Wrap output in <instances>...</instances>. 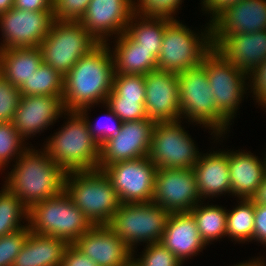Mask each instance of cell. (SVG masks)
<instances>
[{"instance_id": "obj_20", "label": "cell", "mask_w": 266, "mask_h": 266, "mask_svg": "<svg viewBox=\"0 0 266 266\" xmlns=\"http://www.w3.org/2000/svg\"><path fill=\"white\" fill-rule=\"evenodd\" d=\"M98 266H126L133 251L108 225H96L73 243Z\"/></svg>"}, {"instance_id": "obj_16", "label": "cell", "mask_w": 266, "mask_h": 266, "mask_svg": "<svg viewBox=\"0 0 266 266\" xmlns=\"http://www.w3.org/2000/svg\"><path fill=\"white\" fill-rule=\"evenodd\" d=\"M133 14L134 0H91L79 22L99 43H106L126 32Z\"/></svg>"}, {"instance_id": "obj_40", "label": "cell", "mask_w": 266, "mask_h": 266, "mask_svg": "<svg viewBox=\"0 0 266 266\" xmlns=\"http://www.w3.org/2000/svg\"><path fill=\"white\" fill-rule=\"evenodd\" d=\"M20 97L19 88L0 74V122H12Z\"/></svg>"}, {"instance_id": "obj_21", "label": "cell", "mask_w": 266, "mask_h": 266, "mask_svg": "<svg viewBox=\"0 0 266 266\" xmlns=\"http://www.w3.org/2000/svg\"><path fill=\"white\" fill-rule=\"evenodd\" d=\"M266 30V0H241L224 9L212 22V35Z\"/></svg>"}, {"instance_id": "obj_23", "label": "cell", "mask_w": 266, "mask_h": 266, "mask_svg": "<svg viewBox=\"0 0 266 266\" xmlns=\"http://www.w3.org/2000/svg\"><path fill=\"white\" fill-rule=\"evenodd\" d=\"M264 156L262 160L251 151L227 149L232 196L237 199H251L254 196L266 176V154Z\"/></svg>"}, {"instance_id": "obj_35", "label": "cell", "mask_w": 266, "mask_h": 266, "mask_svg": "<svg viewBox=\"0 0 266 266\" xmlns=\"http://www.w3.org/2000/svg\"><path fill=\"white\" fill-rule=\"evenodd\" d=\"M112 92L119 99L145 101L144 75L114 74Z\"/></svg>"}, {"instance_id": "obj_50", "label": "cell", "mask_w": 266, "mask_h": 266, "mask_svg": "<svg viewBox=\"0 0 266 266\" xmlns=\"http://www.w3.org/2000/svg\"><path fill=\"white\" fill-rule=\"evenodd\" d=\"M126 266H138L133 259Z\"/></svg>"}, {"instance_id": "obj_5", "label": "cell", "mask_w": 266, "mask_h": 266, "mask_svg": "<svg viewBox=\"0 0 266 266\" xmlns=\"http://www.w3.org/2000/svg\"><path fill=\"white\" fill-rule=\"evenodd\" d=\"M204 27L199 33L177 18H166L157 69L179 74L200 66L203 58L213 49L211 23H206Z\"/></svg>"}, {"instance_id": "obj_37", "label": "cell", "mask_w": 266, "mask_h": 266, "mask_svg": "<svg viewBox=\"0 0 266 266\" xmlns=\"http://www.w3.org/2000/svg\"><path fill=\"white\" fill-rule=\"evenodd\" d=\"M140 256L133 254V261L138 266H183L178 258L171 253L162 243L147 244ZM138 258H135L137 256Z\"/></svg>"}, {"instance_id": "obj_36", "label": "cell", "mask_w": 266, "mask_h": 266, "mask_svg": "<svg viewBox=\"0 0 266 266\" xmlns=\"http://www.w3.org/2000/svg\"><path fill=\"white\" fill-rule=\"evenodd\" d=\"M137 1V2H136ZM184 0H134V13L145 17L175 20ZM175 16V17H174Z\"/></svg>"}, {"instance_id": "obj_14", "label": "cell", "mask_w": 266, "mask_h": 266, "mask_svg": "<svg viewBox=\"0 0 266 266\" xmlns=\"http://www.w3.org/2000/svg\"><path fill=\"white\" fill-rule=\"evenodd\" d=\"M201 201L193 169L162 168L156 171L153 203L174 213L190 212Z\"/></svg>"}, {"instance_id": "obj_39", "label": "cell", "mask_w": 266, "mask_h": 266, "mask_svg": "<svg viewBox=\"0 0 266 266\" xmlns=\"http://www.w3.org/2000/svg\"><path fill=\"white\" fill-rule=\"evenodd\" d=\"M29 233L30 229L25 227L0 237V266H12Z\"/></svg>"}, {"instance_id": "obj_4", "label": "cell", "mask_w": 266, "mask_h": 266, "mask_svg": "<svg viewBox=\"0 0 266 266\" xmlns=\"http://www.w3.org/2000/svg\"><path fill=\"white\" fill-rule=\"evenodd\" d=\"M179 104L182 120L187 124H200L215 138H225L232 123L218 110L215 97L208 82L206 70L200 65L177 74ZM226 134V135H224Z\"/></svg>"}, {"instance_id": "obj_29", "label": "cell", "mask_w": 266, "mask_h": 266, "mask_svg": "<svg viewBox=\"0 0 266 266\" xmlns=\"http://www.w3.org/2000/svg\"><path fill=\"white\" fill-rule=\"evenodd\" d=\"M201 201L190 212L196 220L201 239L206 245L225 238L227 228V208L210 205ZM204 204V205H203Z\"/></svg>"}, {"instance_id": "obj_27", "label": "cell", "mask_w": 266, "mask_h": 266, "mask_svg": "<svg viewBox=\"0 0 266 266\" xmlns=\"http://www.w3.org/2000/svg\"><path fill=\"white\" fill-rule=\"evenodd\" d=\"M43 63L39 47L0 50V74L20 87Z\"/></svg>"}, {"instance_id": "obj_26", "label": "cell", "mask_w": 266, "mask_h": 266, "mask_svg": "<svg viewBox=\"0 0 266 266\" xmlns=\"http://www.w3.org/2000/svg\"><path fill=\"white\" fill-rule=\"evenodd\" d=\"M69 243L30 231L12 266H60Z\"/></svg>"}, {"instance_id": "obj_32", "label": "cell", "mask_w": 266, "mask_h": 266, "mask_svg": "<svg viewBox=\"0 0 266 266\" xmlns=\"http://www.w3.org/2000/svg\"><path fill=\"white\" fill-rule=\"evenodd\" d=\"M2 187L0 190V237L28 227V208L4 185Z\"/></svg>"}, {"instance_id": "obj_3", "label": "cell", "mask_w": 266, "mask_h": 266, "mask_svg": "<svg viewBox=\"0 0 266 266\" xmlns=\"http://www.w3.org/2000/svg\"><path fill=\"white\" fill-rule=\"evenodd\" d=\"M65 118V125L48 137L42 147L66 173L97 170L100 145L89 132L85 118L78 111H66Z\"/></svg>"}, {"instance_id": "obj_24", "label": "cell", "mask_w": 266, "mask_h": 266, "mask_svg": "<svg viewBox=\"0 0 266 266\" xmlns=\"http://www.w3.org/2000/svg\"><path fill=\"white\" fill-rule=\"evenodd\" d=\"M193 171L202 201L226 194L231 195L227 150L201 152Z\"/></svg>"}, {"instance_id": "obj_33", "label": "cell", "mask_w": 266, "mask_h": 266, "mask_svg": "<svg viewBox=\"0 0 266 266\" xmlns=\"http://www.w3.org/2000/svg\"><path fill=\"white\" fill-rule=\"evenodd\" d=\"M12 122H0V172L29 147Z\"/></svg>"}, {"instance_id": "obj_9", "label": "cell", "mask_w": 266, "mask_h": 266, "mask_svg": "<svg viewBox=\"0 0 266 266\" xmlns=\"http://www.w3.org/2000/svg\"><path fill=\"white\" fill-rule=\"evenodd\" d=\"M169 214L153 202L121 203L108 227L135 254L141 242L147 245L161 241Z\"/></svg>"}, {"instance_id": "obj_8", "label": "cell", "mask_w": 266, "mask_h": 266, "mask_svg": "<svg viewBox=\"0 0 266 266\" xmlns=\"http://www.w3.org/2000/svg\"><path fill=\"white\" fill-rule=\"evenodd\" d=\"M99 44L81 22L54 20L39 48L43 63L64 77L81 57Z\"/></svg>"}, {"instance_id": "obj_6", "label": "cell", "mask_w": 266, "mask_h": 266, "mask_svg": "<svg viewBox=\"0 0 266 266\" xmlns=\"http://www.w3.org/2000/svg\"><path fill=\"white\" fill-rule=\"evenodd\" d=\"M64 190L94 226L108 225L121 204L111 180L99 169L67 173Z\"/></svg>"}, {"instance_id": "obj_30", "label": "cell", "mask_w": 266, "mask_h": 266, "mask_svg": "<svg viewBox=\"0 0 266 266\" xmlns=\"http://www.w3.org/2000/svg\"><path fill=\"white\" fill-rule=\"evenodd\" d=\"M237 203L232 210L227 209L226 237L235 244L252 242L255 203L251 199H238Z\"/></svg>"}, {"instance_id": "obj_44", "label": "cell", "mask_w": 266, "mask_h": 266, "mask_svg": "<svg viewBox=\"0 0 266 266\" xmlns=\"http://www.w3.org/2000/svg\"><path fill=\"white\" fill-rule=\"evenodd\" d=\"M253 240L266 246V205L255 204Z\"/></svg>"}, {"instance_id": "obj_12", "label": "cell", "mask_w": 266, "mask_h": 266, "mask_svg": "<svg viewBox=\"0 0 266 266\" xmlns=\"http://www.w3.org/2000/svg\"><path fill=\"white\" fill-rule=\"evenodd\" d=\"M121 203H148L154 195L156 165L148 156L112 163L103 169Z\"/></svg>"}, {"instance_id": "obj_1", "label": "cell", "mask_w": 266, "mask_h": 266, "mask_svg": "<svg viewBox=\"0 0 266 266\" xmlns=\"http://www.w3.org/2000/svg\"><path fill=\"white\" fill-rule=\"evenodd\" d=\"M110 43H100L64 76L65 111L104 104L113 88L114 65Z\"/></svg>"}, {"instance_id": "obj_19", "label": "cell", "mask_w": 266, "mask_h": 266, "mask_svg": "<svg viewBox=\"0 0 266 266\" xmlns=\"http://www.w3.org/2000/svg\"><path fill=\"white\" fill-rule=\"evenodd\" d=\"M213 49L225 60L250 74L266 61V30L254 33L212 35Z\"/></svg>"}, {"instance_id": "obj_46", "label": "cell", "mask_w": 266, "mask_h": 266, "mask_svg": "<svg viewBox=\"0 0 266 266\" xmlns=\"http://www.w3.org/2000/svg\"><path fill=\"white\" fill-rule=\"evenodd\" d=\"M13 8L26 11L53 12V0H14Z\"/></svg>"}, {"instance_id": "obj_2", "label": "cell", "mask_w": 266, "mask_h": 266, "mask_svg": "<svg viewBox=\"0 0 266 266\" xmlns=\"http://www.w3.org/2000/svg\"><path fill=\"white\" fill-rule=\"evenodd\" d=\"M29 146L13 162L4 186L15 194L29 209L33 204L56 197L65 189L66 172L49 156L47 151ZM41 150V151H40Z\"/></svg>"}, {"instance_id": "obj_43", "label": "cell", "mask_w": 266, "mask_h": 266, "mask_svg": "<svg viewBox=\"0 0 266 266\" xmlns=\"http://www.w3.org/2000/svg\"><path fill=\"white\" fill-rule=\"evenodd\" d=\"M60 266H98L88 256L84 255L74 244H69L64 252Z\"/></svg>"}, {"instance_id": "obj_41", "label": "cell", "mask_w": 266, "mask_h": 266, "mask_svg": "<svg viewBox=\"0 0 266 266\" xmlns=\"http://www.w3.org/2000/svg\"><path fill=\"white\" fill-rule=\"evenodd\" d=\"M91 0H53V17L57 21H79Z\"/></svg>"}, {"instance_id": "obj_18", "label": "cell", "mask_w": 266, "mask_h": 266, "mask_svg": "<svg viewBox=\"0 0 266 266\" xmlns=\"http://www.w3.org/2000/svg\"><path fill=\"white\" fill-rule=\"evenodd\" d=\"M144 79L148 119L155 122L181 119L177 74L157 69L144 75Z\"/></svg>"}, {"instance_id": "obj_38", "label": "cell", "mask_w": 266, "mask_h": 266, "mask_svg": "<svg viewBox=\"0 0 266 266\" xmlns=\"http://www.w3.org/2000/svg\"><path fill=\"white\" fill-rule=\"evenodd\" d=\"M105 104L120 118L122 122L148 119L145 101L119 99L112 91Z\"/></svg>"}, {"instance_id": "obj_22", "label": "cell", "mask_w": 266, "mask_h": 266, "mask_svg": "<svg viewBox=\"0 0 266 266\" xmlns=\"http://www.w3.org/2000/svg\"><path fill=\"white\" fill-rule=\"evenodd\" d=\"M160 243L182 264L207 247L200 237L196 220L191 212L170 213Z\"/></svg>"}, {"instance_id": "obj_48", "label": "cell", "mask_w": 266, "mask_h": 266, "mask_svg": "<svg viewBox=\"0 0 266 266\" xmlns=\"http://www.w3.org/2000/svg\"><path fill=\"white\" fill-rule=\"evenodd\" d=\"M264 259L263 257H254V259L252 258L251 260L249 259V261L246 260V262L236 263L233 266H266V261Z\"/></svg>"}, {"instance_id": "obj_47", "label": "cell", "mask_w": 266, "mask_h": 266, "mask_svg": "<svg viewBox=\"0 0 266 266\" xmlns=\"http://www.w3.org/2000/svg\"><path fill=\"white\" fill-rule=\"evenodd\" d=\"M255 204L266 205V176L258 186L256 193L251 198Z\"/></svg>"}, {"instance_id": "obj_13", "label": "cell", "mask_w": 266, "mask_h": 266, "mask_svg": "<svg viewBox=\"0 0 266 266\" xmlns=\"http://www.w3.org/2000/svg\"><path fill=\"white\" fill-rule=\"evenodd\" d=\"M53 22V12L8 10L0 15V50L39 47Z\"/></svg>"}, {"instance_id": "obj_17", "label": "cell", "mask_w": 266, "mask_h": 266, "mask_svg": "<svg viewBox=\"0 0 266 266\" xmlns=\"http://www.w3.org/2000/svg\"><path fill=\"white\" fill-rule=\"evenodd\" d=\"M65 112L62 96H21L12 124L27 140L53 126Z\"/></svg>"}, {"instance_id": "obj_34", "label": "cell", "mask_w": 266, "mask_h": 266, "mask_svg": "<svg viewBox=\"0 0 266 266\" xmlns=\"http://www.w3.org/2000/svg\"><path fill=\"white\" fill-rule=\"evenodd\" d=\"M102 106H105L104 108L105 110H107V114L105 115L107 117L103 116L104 120H106V122L103 121L104 123L101 121V117H99V122L96 121V123L94 122V124H92L93 122H90L88 111L91 110L90 108H93L94 106H87L78 111L85 118L88 124L89 132L100 146L105 141L118 134L123 123L120 118L105 103Z\"/></svg>"}, {"instance_id": "obj_31", "label": "cell", "mask_w": 266, "mask_h": 266, "mask_svg": "<svg viewBox=\"0 0 266 266\" xmlns=\"http://www.w3.org/2000/svg\"><path fill=\"white\" fill-rule=\"evenodd\" d=\"M19 91L21 96H63L64 77L50 65L42 63Z\"/></svg>"}, {"instance_id": "obj_11", "label": "cell", "mask_w": 266, "mask_h": 266, "mask_svg": "<svg viewBox=\"0 0 266 266\" xmlns=\"http://www.w3.org/2000/svg\"><path fill=\"white\" fill-rule=\"evenodd\" d=\"M201 66L206 70L218 110L232 122L249 90V75L214 49L203 58Z\"/></svg>"}, {"instance_id": "obj_7", "label": "cell", "mask_w": 266, "mask_h": 266, "mask_svg": "<svg viewBox=\"0 0 266 266\" xmlns=\"http://www.w3.org/2000/svg\"><path fill=\"white\" fill-rule=\"evenodd\" d=\"M93 226L65 190L28 209V228L31 232L61 238L69 244H73Z\"/></svg>"}, {"instance_id": "obj_15", "label": "cell", "mask_w": 266, "mask_h": 266, "mask_svg": "<svg viewBox=\"0 0 266 266\" xmlns=\"http://www.w3.org/2000/svg\"><path fill=\"white\" fill-rule=\"evenodd\" d=\"M154 125L152 119L123 122L120 132L100 146L98 169L148 156Z\"/></svg>"}, {"instance_id": "obj_10", "label": "cell", "mask_w": 266, "mask_h": 266, "mask_svg": "<svg viewBox=\"0 0 266 266\" xmlns=\"http://www.w3.org/2000/svg\"><path fill=\"white\" fill-rule=\"evenodd\" d=\"M182 119L177 121H156L151 137L148 157L162 168L193 169L201 154L189 135L182 127Z\"/></svg>"}, {"instance_id": "obj_45", "label": "cell", "mask_w": 266, "mask_h": 266, "mask_svg": "<svg viewBox=\"0 0 266 266\" xmlns=\"http://www.w3.org/2000/svg\"><path fill=\"white\" fill-rule=\"evenodd\" d=\"M241 0H201L202 12L210 15L211 23L224 9ZM210 13V14H209Z\"/></svg>"}, {"instance_id": "obj_42", "label": "cell", "mask_w": 266, "mask_h": 266, "mask_svg": "<svg viewBox=\"0 0 266 266\" xmlns=\"http://www.w3.org/2000/svg\"><path fill=\"white\" fill-rule=\"evenodd\" d=\"M249 90L248 93H252L253 100L258 103L259 106L266 108V61L257 66L249 74ZM255 98V99H254Z\"/></svg>"}, {"instance_id": "obj_28", "label": "cell", "mask_w": 266, "mask_h": 266, "mask_svg": "<svg viewBox=\"0 0 266 266\" xmlns=\"http://www.w3.org/2000/svg\"><path fill=\"white\" fill-rule=\"evenodd\" d=\"M165 28L166 18L145 17L134 13L126 32L140 44V47L149 50L158 59Z\"/></svg>"}, {"instance_id": "obj_49", "label": "cell", "mask_w": 266, "mask_h": 266, "mask_svg": "<svg viewBox=\"0 0 266 266\" xmlns=\"http://www.w3.org/2000/svg\"><path fill=\"white\" fill-rule=\"evenodd\" d=\"M14 0H0V15L13 8Z\"/></svg>"}, {"instance_id": "obj_25", "label": "cell", "mask_w": 266, "mask_h": 266, "mask_svg": "<svg viewBox=\"0 0 266 266\" xmlns=\"http://www.w3.org/2000/svg\"><path fill=\"white\" fill-rule=\"evenodd\" d=\"M114 48L110 47L115 74L146 75L157 70V58L149 50L140 47L127 32L116 36ZM112 48V50H111Z\"/></svg>"}]
</instances>
